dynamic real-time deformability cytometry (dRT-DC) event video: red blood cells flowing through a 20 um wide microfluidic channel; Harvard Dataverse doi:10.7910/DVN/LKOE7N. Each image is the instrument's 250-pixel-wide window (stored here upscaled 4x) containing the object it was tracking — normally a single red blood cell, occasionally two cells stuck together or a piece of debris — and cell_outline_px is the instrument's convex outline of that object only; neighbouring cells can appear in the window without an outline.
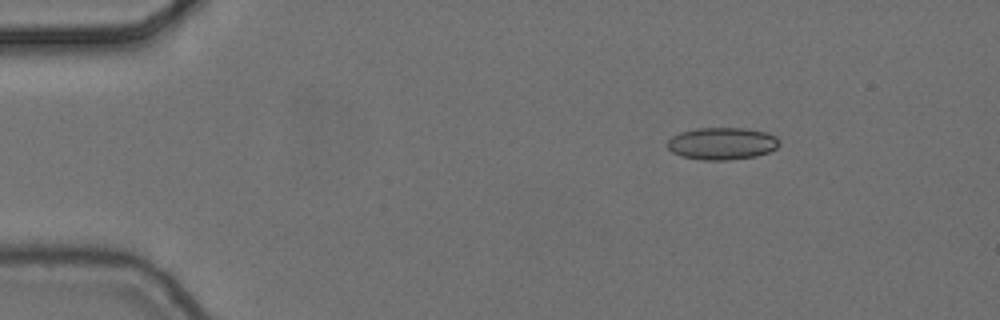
{"species": "common noctule bat (a hibernating species)", "species_latin": "Nyctalus noctula", "temperature_condition": "cold", "stored_images_in_passage": 7, "camera_frame_rate_fps": 3000, "um_per_image_px": 0.085, "animal": {"sex": "female", "body_mass_g": 24.6, "forearm_length_mm": 56.2}, "frame": {"image": 1, "passage_image": 2, "time_ms": 0.333, "image_size_px": [1000, 320], "cell_outline_px": [[780, 144], [776, 148], [768, 152], [756, 156], [728, 160], [704, 160], [680, 156], [672, 152], [668, 148], [668, 140], [672, 136], [680, 132], [696, 128], [744, 128], [764, 132], [776, 136]], "centroid_in_image_um": [61.36, 12.2], "position_along_channel_um": 23.6, "area_um2": 20.98}}
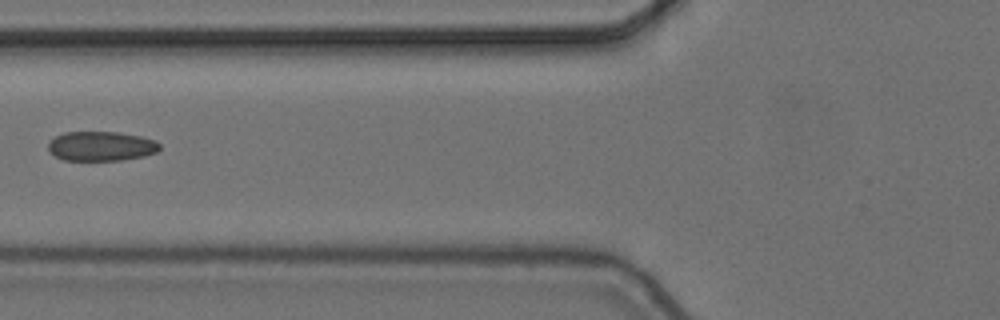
{"frame": {"image": 2, "passage_image": 6, "time_ms": 1.667, "image_size_px": [1000, 320], "cell_outline_px": [[160, 148], [156, 152], [144, 156], [120, 160], [64, 160], [56, 156], [48, 148], [48, 140], [64, 132], [116, 132], [140, 136], [156, 140], [160, 144]], "centroid_in_image_um": [8.6, 12.42], "position_along_channel_um": 117.2, "area_um2": 19.13}}
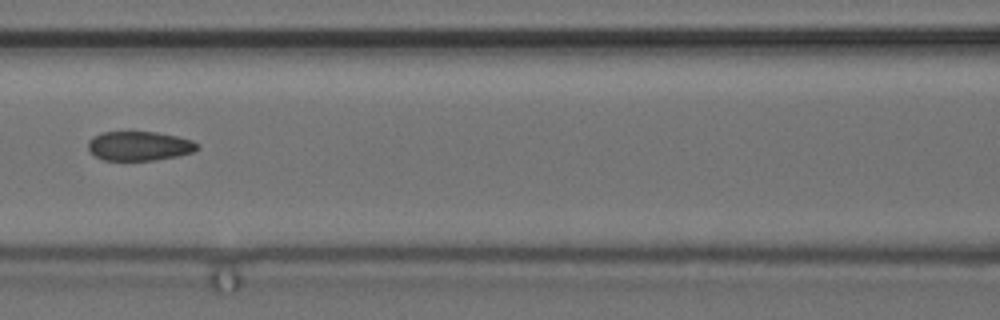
{"frame": {"image": 3, "passage_image": 7, "time_ms": 2.0, "image_size_px": [1000, 320], "cell_outline_px": [[200, 148], [192, 152], [176, 156], [152, 160], [104, 160], [96, 156], [88, 148], [88, 140], [92, 136], [100, 132], [156, 132], [176, 136], [192, 140], [200, 144]], "centroid_in_image_um": [11.84, 12.39], "position_along_channel_um": 154.8, "area_um2": 18.61}}